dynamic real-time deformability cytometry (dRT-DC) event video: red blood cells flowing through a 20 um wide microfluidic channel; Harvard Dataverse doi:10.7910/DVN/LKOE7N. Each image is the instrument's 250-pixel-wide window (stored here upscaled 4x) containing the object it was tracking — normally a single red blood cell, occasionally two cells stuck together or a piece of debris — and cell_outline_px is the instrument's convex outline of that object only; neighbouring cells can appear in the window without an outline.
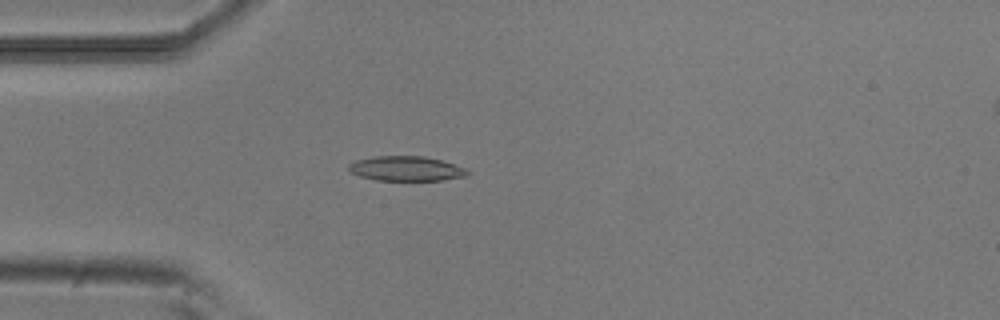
{"species": "common noctule bat (a hibernating species)", "species_latin": "Nyctalus noctula", "temperature_condition": "room temperature", "stored_images_in_passage": 6, "camera_frame_rate_fps": 3000, "um_per_image_px": 0.085, "animal": {"sex": "male", "body_mass_g": 20.5, "forearm_length_mm": 52.5}, "frame": {"image": 1, "passage_image": 1, "time_ms": 0.0, "image_size_px": [1000, 320], "cell_outline_px": [[472, 172], [468, 176], [444, 180], [376, 180], [360, 176], [352, 172], [348, 168], [348, 164], [356, 160], [372, 156], [424, 156], [440, 160], [464, 168]], "centroid_in_image_um": [34.53, 14.33], "position_along_channel_um": 50.5, "area_um2": 17.11}}
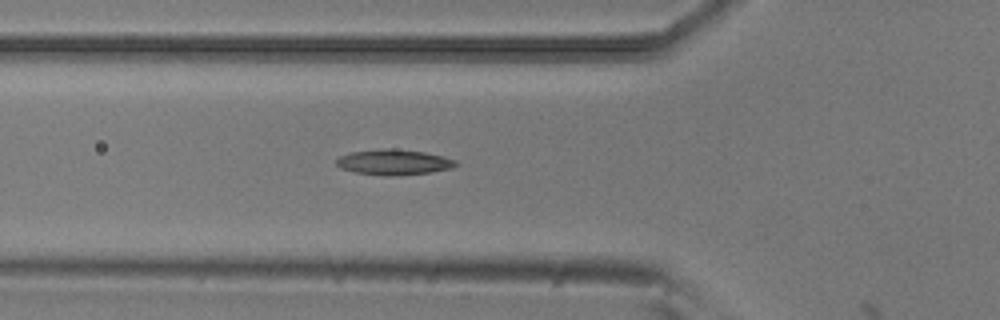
{"frame": {"image": 2, "passage_image": 5, "time_ms": 1.333, "image_size_px": [1000, 320], "cell_outline_px": [[456, 164], [452, 168], [432, 172], [388, 176], [384, 176], [356, 172], [340, 168], [336, 164], [336, 160], [340, 156], [352, 152], [380, 148], [392, 148], [424, 152], [444, 156], [456, 160]], "centroid_in_image_um": [33.47, 13.78], "position_along_channel_um": 92.3, "area_um2": 17.69}}